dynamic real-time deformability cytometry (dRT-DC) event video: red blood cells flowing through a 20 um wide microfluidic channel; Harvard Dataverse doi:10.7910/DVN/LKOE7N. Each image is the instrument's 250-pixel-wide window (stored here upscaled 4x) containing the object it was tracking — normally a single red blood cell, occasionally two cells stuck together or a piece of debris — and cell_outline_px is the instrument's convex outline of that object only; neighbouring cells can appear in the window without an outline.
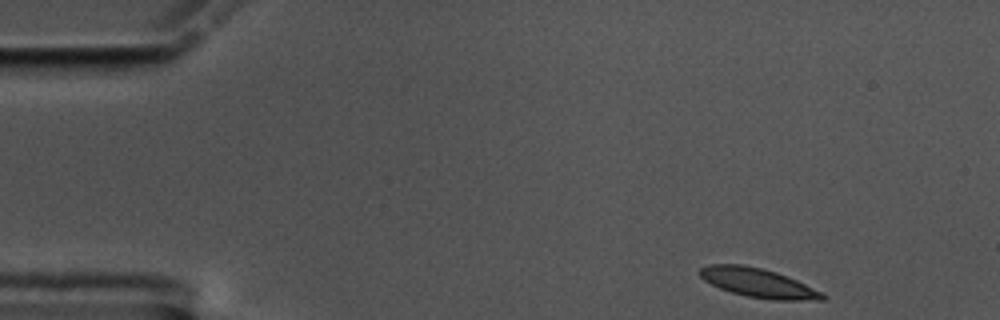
{"species": "common noctule bat (a hibernating species)", "species_latin": "Nyctalus noctula", "temperature_condition": "cold", "stored_images_in_passage": 52, "camera_frame_rate_fps": 3000, "um_per_image_px": 0.085, "animal": {"sex": "male", "body_mass_g": 17.5, "forearm_length_mm": 52.3}, "frame": {"image": 1, "passage_image": 1, "time_ms": 0.0, "image_size_px": [1000, 320], "cell_outline_px": [[828, 296], [824, 300], [776, 300], [748, 296], [732, 292], [720, 288], [704, 280], [696, 272], [700, 268], [708, 264], [744, 264], [776, 272], [796, 280], [824, 292]], "centroid_in_image_um": [64.45, 24.04], "position_along_channel_um": 20.5, "area_um2": 20.81}}
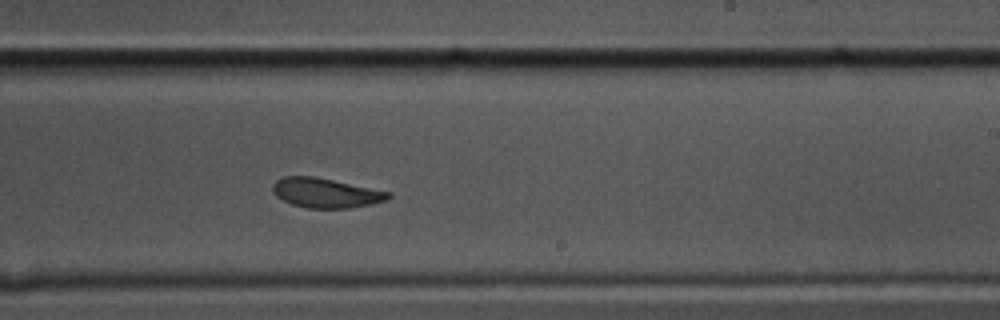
{"frame": {"image": 2, "passage_image": 29, "time_ms": 9.333, "image_size_px": [1000, 320], "cell_outline_px": [[392, 196], [388, 200], [372, 204], [352, 208], [308, 208], [292, 204], [276, 196], [272, 188], [272, 184], [276, 180], [284, 176], [312, 176], [392, 192]], "centroid_in_image_um": [27.72, 16.4], "position_along_channel_um": 261.3, "area_um2": 19.94}}
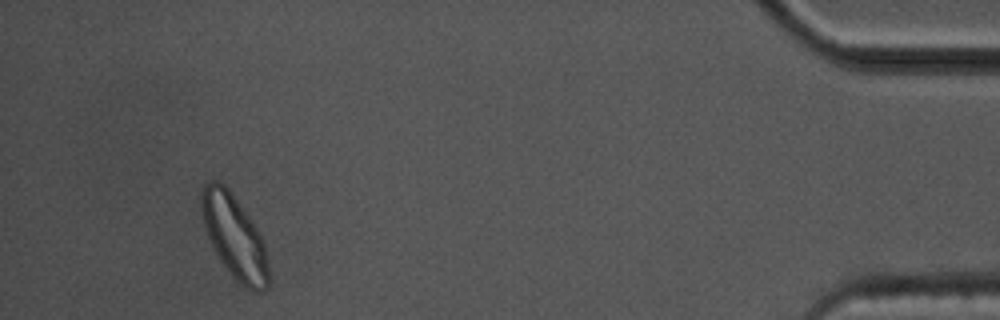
{"frame": {"image": 3, "passage_image": 48, "time_ms": 15.667, "image_size_px": [1000, 320], "cell_outline_px": [[268, 288], [264, 292], [252, 292], [244, 288], [232, 276], [220, 260], [208, 236], [204, 224], [200, 208], [200, 196], [204, 184], [208, 180], [216, 180], [224, 184], [228, 188], [248, 216], [256, 228], [264, 244], [268, 264]], "centroid_in_image_um": [19.91, 20.14], "position_along_channel_um": 415.3, "area_um2": 32.48}, "authors_computed_cell_mechanics": {"area_um2": 20.8947, "velocity_mm_per_s": 3.4967, "shape_relaxation_time_tau1_ms": 5.9554, "shape_relaxation_time_tau2_ms": 2.65, "deformation_change_tau1": 0.1432, "deformation_change_tau2": 0.0818}}